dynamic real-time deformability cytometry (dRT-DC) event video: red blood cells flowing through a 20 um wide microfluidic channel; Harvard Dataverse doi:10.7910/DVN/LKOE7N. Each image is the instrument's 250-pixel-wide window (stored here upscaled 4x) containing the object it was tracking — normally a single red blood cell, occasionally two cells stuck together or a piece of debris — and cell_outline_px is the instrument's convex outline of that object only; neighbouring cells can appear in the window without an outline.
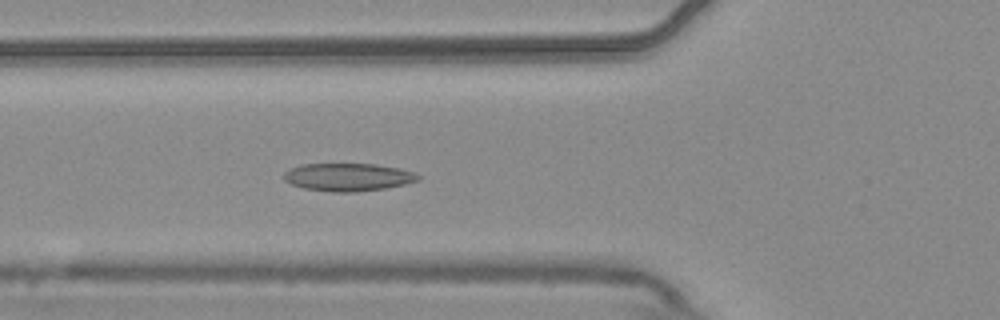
{"species": "common noctule bat (a hibernating species)", "species_latin": "Nyctalus noctula", "temperature_condition": "warm", "stored_images_in_passage": 4, "camera_frame_rate_fps": 3000, "um_per_image_px": 0.085, "animal": {"sex": "male", "body_mass_g": 20.4}, "frame": {"image": 1, "passage_image": 4, "time_ms": 1.0, "image_size_px": [1000, 320], "cell_outline_px": [[420, 180], [404, 184], [384, 188], [356, 192], [332, 192], [304, 188], [292, 184], [284, 180], [284, 172], [288, 168], [300, 164], [372, 164], [400, 168], [416, 172], [420, 176]], "centroid_in_image_um": [29.58, 15.05], "position_along_channel_um": 96.2, "area_um2": 21.85}}